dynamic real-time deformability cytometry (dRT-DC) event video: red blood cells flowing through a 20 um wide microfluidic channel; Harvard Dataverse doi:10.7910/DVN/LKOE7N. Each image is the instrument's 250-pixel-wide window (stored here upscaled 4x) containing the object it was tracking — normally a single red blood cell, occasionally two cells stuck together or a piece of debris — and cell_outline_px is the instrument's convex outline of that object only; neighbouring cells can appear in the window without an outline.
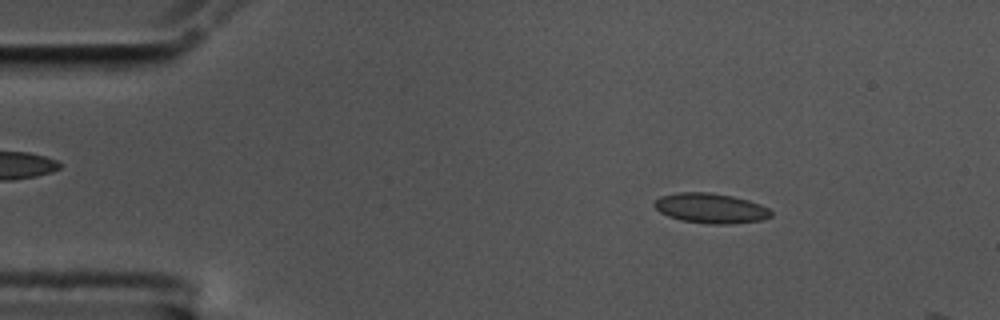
{"species": "common noctule bat (a hibernating species)", "species_latin": "Nyctalus noctula", "temperature_condition": "cold", "stored_images_in_passage": 12, "camera_frame_rate_fps": 3000, "um_per_image_px": 0.085, "animal": {"sex": "male", "body_mass_g": 17.5, "forearm_length_mm": 52.3}, "frame": {"image": 1, "passage_image": 8, "time_ms": 2.333, "image_size_px": [1000, 320], "cell_outline_px": [[772, 216], [760, 220], [728, 224], [708, 224], [680, 220], [668, 216], [660, 212], [652, 204], [660, 196], [676, 192], [708, 192], [732, 196], [748, 200], [760, 204], [768, 208], [772, 212]], "centroid_in_image_um": [60.38, 17.69], "position_along_channel_um": 24.6, "area_um2": 20.4}}